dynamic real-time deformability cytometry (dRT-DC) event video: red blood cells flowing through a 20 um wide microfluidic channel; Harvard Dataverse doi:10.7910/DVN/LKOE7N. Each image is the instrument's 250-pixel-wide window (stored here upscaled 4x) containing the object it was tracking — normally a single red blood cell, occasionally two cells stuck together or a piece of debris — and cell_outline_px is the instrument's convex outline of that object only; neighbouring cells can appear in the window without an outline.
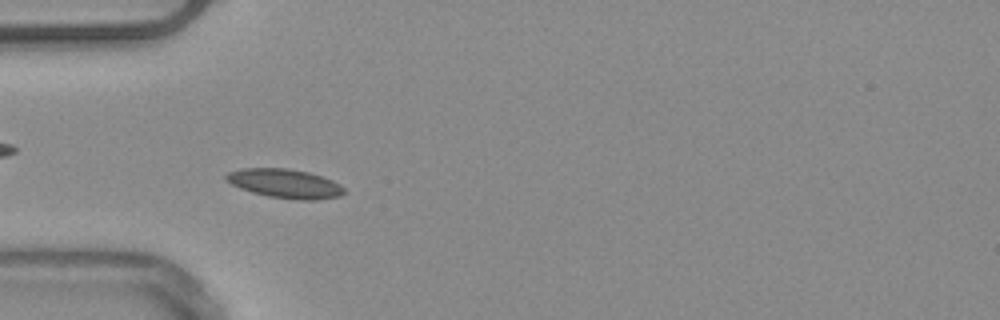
{"species": "common noctule bat (a hibernating species)", "species_latin": "Nyctalus noctula", "temperature_condition": "warm", "stored_images_in_passage": 49, "camera_frame_rate_fps": 3000, "um_per_image_px": 0.085, "animal": {"sex": "male", "body_mass_g": 20.4}, "frame": {"image": 1, "passage_image": 15, "time_ms": 4.667, "image_size_px": [1000, 320], "cell_outline_px": [[348, 192], [340, 196], [316, 200], [296, 200], [268, 196], [252, 192], [240, 188], [224, 180], [224, 176], [228, 172], [240, 168], [288, 168], [308, 172], [332, 180], [340, 184]], "centroid_in_image_um": [24.22, 15.6], "position_along_channel_um": 60.8, "area_um2": 20.17}, "authors_computed_cell_mechanics": {"area_um2": 18.207, "velocity_mm_per_s": 3.8911, "shape_relaxation_time_tau1_ms": 5.4242, "shape_relaxation_time_tau2_ms": 5.9759, "deformation_change_tau1": 0.0746, "deformation_change_tau2": 0.0779}}